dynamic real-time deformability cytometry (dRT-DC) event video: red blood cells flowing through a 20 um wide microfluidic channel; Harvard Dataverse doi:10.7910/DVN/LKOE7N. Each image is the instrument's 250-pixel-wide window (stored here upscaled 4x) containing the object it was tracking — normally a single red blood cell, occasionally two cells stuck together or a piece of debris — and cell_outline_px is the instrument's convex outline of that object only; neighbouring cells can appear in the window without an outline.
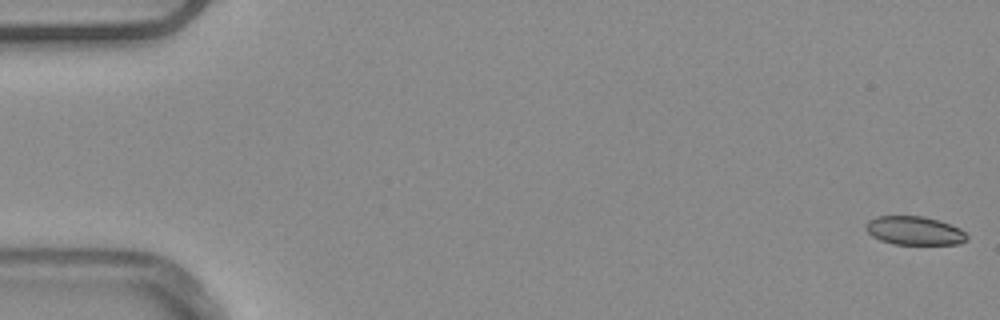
{"species": "common noctule bat (a hibernating species)", "species_latin": "Nyctalus noctula", "temperature_condition": "warm", "stored_images_in_passage": 52, "camera_frame_rate_fps": 3000, "um_per_image_px": 0.085, "animal": {"sex": "male", "body_mass_g": 20.4}, "frame": {"image": 1, "passage_image": 1, "time_ms": 0.0, "image_size_px": [1000, 320], "cell_outline_px": [[968, 240], [960, 244], [892, 244], [880, 240], [872, 236], [864, 228], [864, 224], [868, 220], [876, 216], [924, 216], [940, 220], [960, 228], [968, 236]], "centroid_in_image_um": [77.72, 19.6], "position_along_channel_um": 7.3, "area_um2": 17.11}}
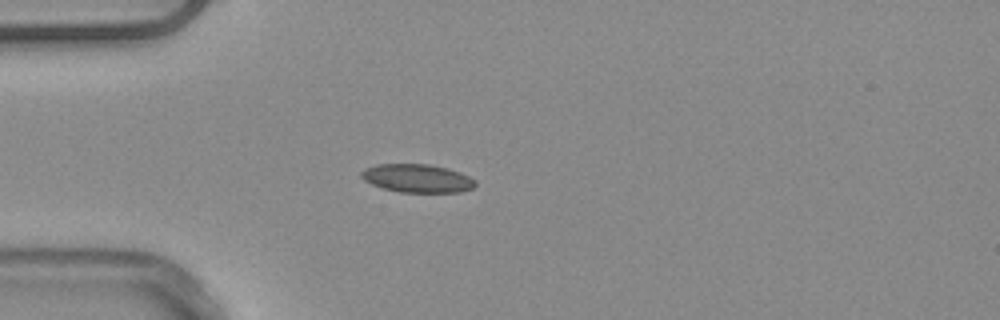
{"frame": {"image": 2, "passage_image": 15, "time_ms": 4.667, "image_size_px": [1000, 320], "cell_outline_px": [[476, 184], [472, 188], [460, 192], [400, 192], [384, 188], [372, 184], [364, 180], [360, 176], [360, 172], [364, 168], [376, 164], [428, 164], [448, 168], [460, 172], [476, 180]], "centroid_in_image_um": [35.45, 15.15], "position_along_channel_um": 49.5, "area_um2": 18.84}}
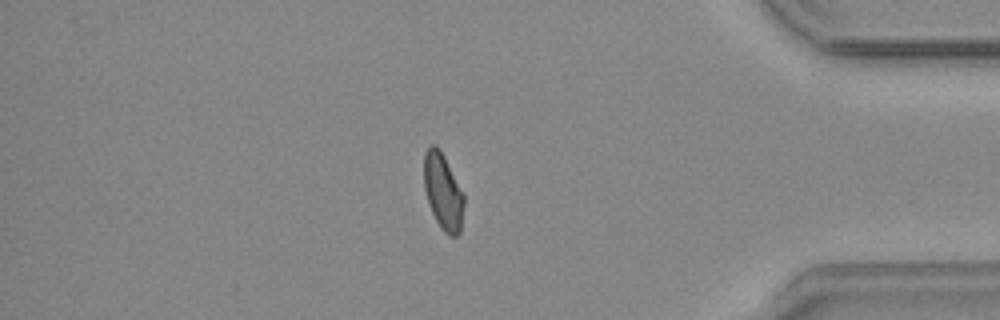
{"frame": {"image": 3, "passage_image": 45, "time_ms": 14.667, "image_size_px": [1000, 320], "cell_outline_px": [[464, 204], [460, 232], [456, 236], [448, 236], [440, 228], [428, 204], [424, 188], [424, 152], [432, 144], [436, 144], [440, 148], [464, 192]], "centroid_in_image_um": [37.66, 16.27], "position_along_channel_um": 397.5, "area_um2": 18.09}, "authors_computed_cell_mechanics": {"area_um2": 17.918, "velocity_mm_per_s": 3.9236, "shape_relaxation_time_tau1_ms": null, "shape_relaxation_time_tau2_ms": 1.8922, "deformation_change_tau1": null, "deformation_change_tau2": 0.0748}}